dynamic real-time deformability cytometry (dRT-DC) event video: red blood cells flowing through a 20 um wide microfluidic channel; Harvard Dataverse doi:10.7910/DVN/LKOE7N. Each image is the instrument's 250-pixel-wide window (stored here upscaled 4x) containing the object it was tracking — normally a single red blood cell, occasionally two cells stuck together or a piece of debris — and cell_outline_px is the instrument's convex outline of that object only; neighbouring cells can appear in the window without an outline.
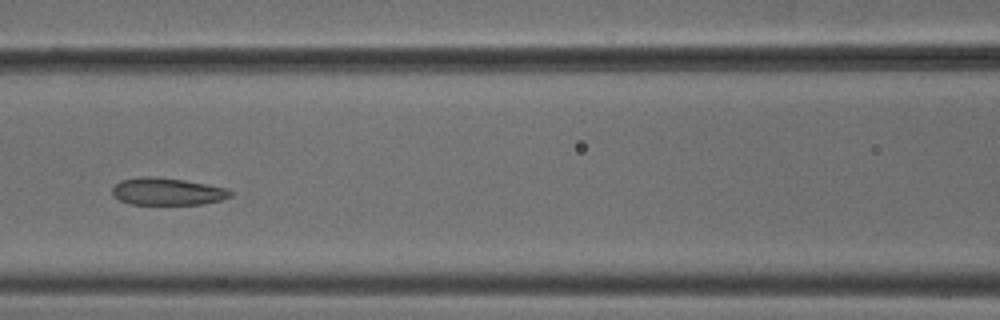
{"species": "common noctule bat (a hibernating species)", "species_latin": "Nyctalus noctula", "temperature_condition": "cold", "stored_images_in_passage": 8, "camera_frame_rate_fps": 3000, "um_per_image_px": 0.085, "animal": {"sex": "male", "body_mass_g": 18.8}, "frame": {"image": 1, "passage_image": 8, "time_ms": 2.333, "image_size_px": [1000, 320], "cell_outline_px": [[232, 196], [220, 200], [200, 204], [132, 204], [120, 200], [112, 196], [112, 188], [120, 180], [140, 176], [152, 176], [184, 180], [228, 188], [232, 192]], "centroid_in_image_um": [14.2, 16.27], "position_along_channel_um": 152.4, "area_um2": 18.79}}